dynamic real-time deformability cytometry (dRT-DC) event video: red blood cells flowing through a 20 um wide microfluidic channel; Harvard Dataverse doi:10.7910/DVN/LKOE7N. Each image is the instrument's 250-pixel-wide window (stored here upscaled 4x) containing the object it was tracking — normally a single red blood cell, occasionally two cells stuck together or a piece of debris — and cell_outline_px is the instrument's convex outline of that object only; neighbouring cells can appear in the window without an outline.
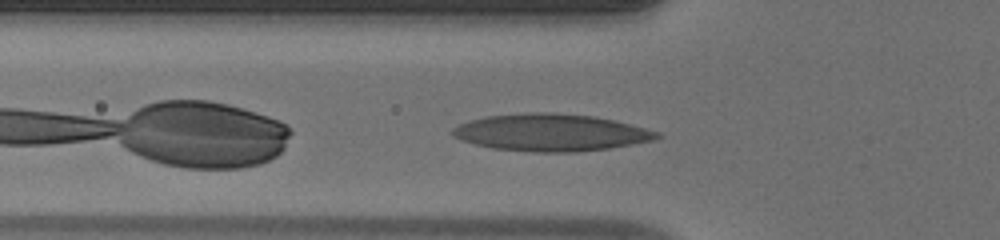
{"species": "human", "species_latin": "Homo sapiens", "temperature_condition": "warm", "stored_images_in_passage": 31, "camera_frame_rate_fps": 3000, "um_per_image_px": 0.085, "donor": {"sex": "male"}, "frame": {"image": 1, "passage_image": 4, "time_ms": 1.0, "image_size_px": [1000, 240], "cell_outline_px": [[660, 136], [652, 140], [632, 144], [608, 148], [576, 152], [532, 152], [492, 148], [460, 140], [452, 136], [452, 128], [468, 120], [484, 116], [524, 112], [552, 112], [592, 116], [612, 120], [644, 128], [656, 132]], "centroid_in_image_um": [46.73, 11.26], "position_along_channel_um": 79.1, "area_um2": 44.04}}
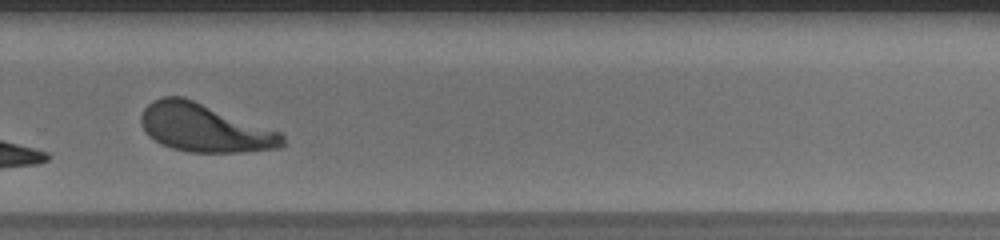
{"frame": {"image": 2, "passage_image": 21, "time_ms": 6.667, "image_size_px": [1000, 240], "cell_outline_px": [[288, 144], [280, 148], [244, 152], [188, 152], [172, 148], [160, 144], [148, 136], [144, 132], [140, 124], [140, 116], [144, 108], [152, 100], [164, 96], [184, 96], [280, 132], [284, 136]], "centroid_in_image_um": [17.37, 10.87], "position_along_channel_um": 312.4, "area_um2": 40.06}}
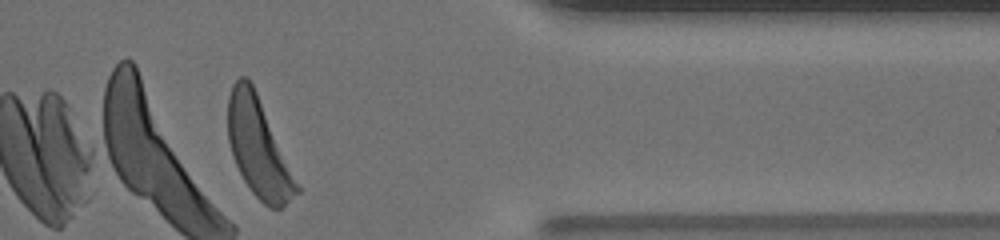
{"frame": {"image": 3, "passage_image": 28, "time_ms": 9.0, "image_size_px": [1000, 240], "cell_outline_px": [[300, 192], [280, 208], [268, 208], [252, 192], [244, 180], [232, 156], [228, 140], [228, 96], [232, 84], [240, 76], [248, 76], [256, 92], [300, 188]], "centroid_in_image_um": [21.94, 12.56], "position_along_channel_um": 389.5, "area_um2": 38.67}, "authors_computed_cell_mechanics": {"area_um2": 40.2288, "velocity_mm_per_s": 4.1135, "shape_relaxation_time_tau1_ms": 2.927, "shape_relaxation_time_tau2_ms": 0.7244, "deformation_change_tau1": 0.1734, "deformation_change_tau2": 0.0837}}